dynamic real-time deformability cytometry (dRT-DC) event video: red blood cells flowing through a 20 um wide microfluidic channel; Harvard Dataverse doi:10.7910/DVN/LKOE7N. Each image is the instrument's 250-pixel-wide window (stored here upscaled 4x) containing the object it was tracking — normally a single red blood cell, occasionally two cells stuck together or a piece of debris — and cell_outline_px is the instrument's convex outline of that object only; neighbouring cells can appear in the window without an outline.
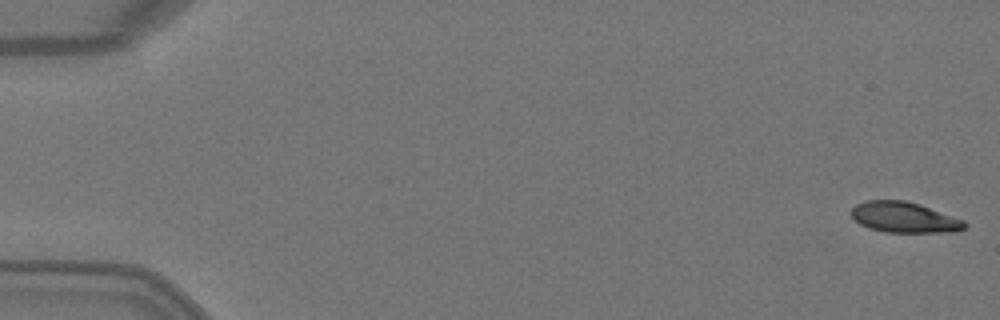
{"species": "Egyptian fruit bat (a non-hibernating species)", "species_latin": "Rousettus aegyptiacus", "temperature_condition": "warm", "stored_images_in_passage": 7, "camera_frame_rate_fps": 3000, "um_per_image_px": 0.085, "animal": {"sex": "female"}, "frame": {"image": 1, "passage_image": 1, "time_ms": 0.0, "image_size_px": [1000, 320], "cell_outline_px": [[968, 224], [964, 228], [956, 232], [884, 232], [868, 228], [852, 220], [848, 212], [856, 204], [864, 200], [904, 200], [920, 204], [964, 220]], "centroid_in_image_um": [76.81, 18.47], "position_along_channel_um": 8.2, "area_um2": 20.58}}
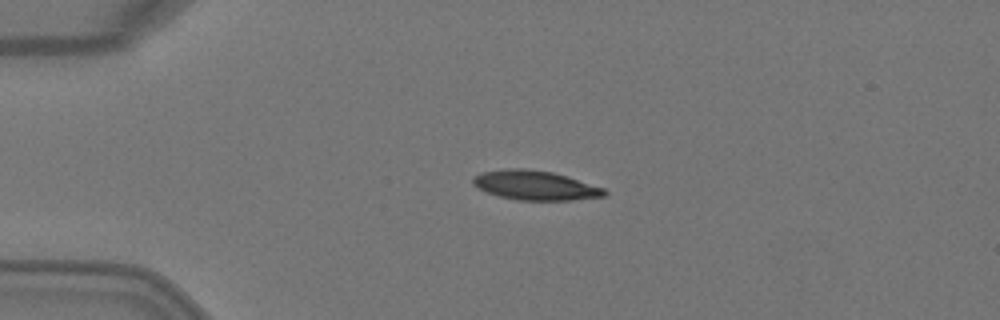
{"frame": {"image": 2, "passage_image": 4, "time_ms": 1.0, "image_size_px": [1000, 320], "cell_outline_px": [[608, 192], [604, 196], [572, 200], [516, 200], [500, 196], [488, 192], [472, 184], [472, 176], [480, 172], [508, 168], [524, 168], [552, 172], [604, 188]], "centroid_in_image_um": [45.46, 15.75], "position_along_channel_um": 39.5, "area_um2": 22.37}}
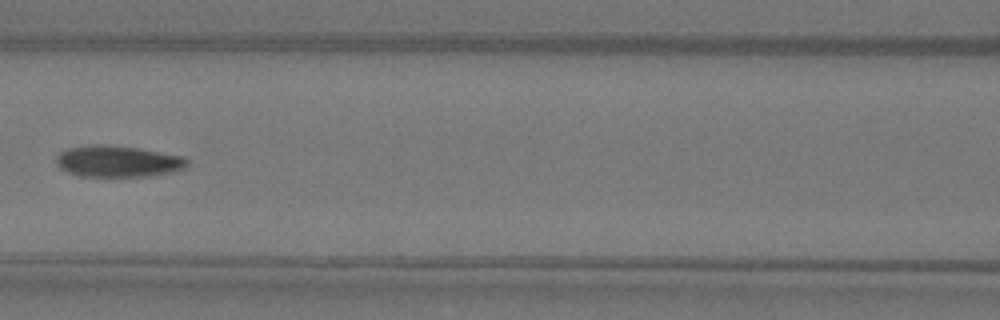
{"frame": {"image": 3, "passage_image": 7, "time_ms": 2.0, "image_size_px": [1000, 320], "cell_outline_px": [[188, 164], [184, 168], [172, 172], [152, 176], [80, 176], [68, 172], [60, 168], [56, 164], [56, 156], [60, 152], [68, 148], [88, 144], [112, 144], [184, 156], [188, 160]], "centroid_in_image_um": [10.0, 13.7], "position_along_channel_um": 156.6, "area_um2": 24.16}}